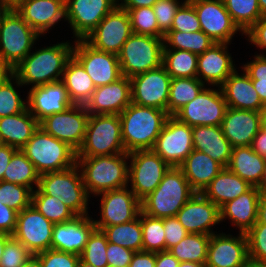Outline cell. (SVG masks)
I'll use <instances>...</instances> for the list:
<instances>
[{
	"mask_svg": "<svg viewBox=\"0 0 266 267\" xmlns=\"http://www.w3.org/2000/svg\"><path fill=\"white\" fill-rule=\"evenodd\" d=\"M141 228L143 237L142 251H165V231L163 218H154L141 211Z\"/></svg>",
	"mask_w": 266,
	"mask_h": 267,
	"instance_id": "45",
	"label": "cell"
},
{
	"mask_svg": "<svg viewBox=\"0 0 266 267\" xmlns=\"http://www.w3.org/2000/svg\"><path fill=\"white\" fill-rule=\"evenodd\" d=\"M73 47L67 41L30 52L14 68V75L23 86L31 87L62 80L66 63L73 55Z\"/></svg>",
	"mask_w": 266,
	"mask_h": 267,
	"instance_id": "1",
	"label": "cell"
},
{
	"mask_svg": "<svg viewBox=\"0 0 266 267\" xmlns=\"http://www.w3.org/2000/svg\"><path fill=\"white\" fill-rule=\"evenodd\" d=\"M131 29L134 34L148 35L163 38L164 35L159 31L158 22L152 7H139L128 11Z\"/></svg>",
	"mask_w": 266,
	"mask_h": 267,
	"instance_id": "47",
	"label": "cell"
},
{
	"mask_svg": "<svg viewBox=\"0 0 266 267\" xmlns=\"http://www.w3.org/2000/svg\"><path fill=\"white\" fill-rule=\"evenodd\" d=\"M11 8H15L23 0H4Z\"/></svg>",
	"mask_w": 266,
	"mask_h": 267,
	"instance_id": "74",
	"label": "cell"
},
{
	"mask_svg": "<svg viewBox=\"0 0 266 267\" xmlns=\"http://www.w3.org/2000/svg\"><path fill=\"white\" fill-rule=\"evenodd\" d=\"M211 235L188 233L177 245L169 249V252L179 262L206 263L207 250Z\"/></svg>",
	"mask_w": 266,
	"mask_h": 267,
	"instance_id": "40",
	"label": "cell"
},
{
	"mask_svg": "<svg viewBox=\"0 0 266 267\" xmlns=\"http://www.w3.org/2000/svg\"><path fill=\"white\" fill-rule=\"evenodd\" d=\"M254 152L266 159V130L260 129L251 143Z\"/></svg>",
	"mask_w": 266,
	"mask_h": 267,
	"instance_id": "62",
	"label": "cell"
},
{
	"mask_svg": "<svg viewBox=\"0 0 266 267\" xmlns=\"http://www.w3.org/2000/svg\"><path fill=\"white\" fill-rule=\"evenodd\" d=\"M128 184L142 201L152 193L170 166L152 149L129 152Z\"/></svg>",
	"mask_w": 266,
	"mask_h": 267,
	"instance_id": "10",
	"label": "cell"
},
{
	"mask_svg": "<svg viewBox=\"0 0 266 267\" xmlns=\"http://www.w3.org/2000/svg\"><path fill=\"white\" fill-rule=\"evenodd\" d=\"M125 151L152 149L169 117L162 109L132 102L119 114Z\"/></svg>",
	"mask_w": 266,
	"mask_h": 267,
	"instance_id": "2",
	"label": "cell"
},
{
	"mask_svg": "<svg viewBox=\"0 0 266 267\" xmlns=\"http://www.w3.org/2000/svg\"><path fill=\"white\" fill-rule=\"evenodd\" d=\"M251 78L253 87L261 102L266 104V58L255 54L254 60L247 62L242 68Z\"/></svg>",
	"mask_w": 266,
	"mask_h": 267,
	"instance_id": "50",
	"label": "cell"
},
{
	"mask_svg": "<svg viewBox=\"0 0 266 267\" xmlns=\"http://www.w3.org/2000/svg\"><path fill=\"white\" fill-rule=\"evenodd\" d=\"M37 188L43 194L55 196L76 215H89L88 201H90V196L83 183L82 174L77 164L62 171L40 175Z\"/></svg>",
	"mask_w": 266,
	"mask_h": 267,
	"instance_id": "7",
	"label": "cell"
},
{
	"mask_svg": "<svg viewBox=\"0 0 266 267\" xmlns=\"http://www.w3.org/2000/svg\"><path fill=\"white\" fill-rule=\"evenodd\" d=\"M89 115L84 105L73 104L64 112L46 117L39 123V126L47 134L66 142L78 151L85 138Z\"/></svg>",
	"mask_w": 266,
	"mask_h": 267,
	"instance_id": "14",
	"label": "cell"
},
{
	"mask_svg": "<svg viewBox=\"0 0 266 267\" xmlns=\"http://www.w3.org/2000/svg\"><path fill=\"white\" fill-rule=\"evenodd\" d=\"M97 196H101V219L94 220L96 229L130 222L142 211L141 201L129 187L109 190Z\"/></svg>",
	"mask_w": 266,
	"mask_h": 267,
	"instance_id": "18",
	"label": "cell"
},
{
	"mask_svg": "<svg viewBox=\"0 0 266 267\" xmlns=\"http://www.w3.org/2000/svg\"><path fill=\"white\" fill-rule=\"evenodd\" d=\"M227 168L251 186L259 187L266 171V159L254 152L251 146L235 147Z\"/></svg>",
	"mask_w": 266,
	"mask_h": 267,
	"instance_id": "33",
	"label": "cell"
},
{
	"mask_svg": "<svg viewBox=\"0 0 266 267\" xmlns=\"http://www.w3.org/2000/svg\"><path fill=\"white\" fill-rule=\"evenodd\" d=\"M227 43H214L198 55L197 78L205 85L220 87L235 71V64L228 51Z\"/></svg>",
	"mask_w": 266,
	"mask_h": 267,
	"instance_id": "26",
	"label": "cell"
},
{
	"mask_svg": "<svg viewBox=\"0 0 266 267\" xmlns=\"http://www.w3.org/2000/svg\"><path fill=\"white\" fill-rule=\"evenodd\" d=\"M107 238L102 230L95 229L90 235L80 258L95 267H108L107 262Z\"/></svg>",
	"mask_w": 266,
	"mask_h": 267,
	"instance_id": "49",
	"label": "cell"
},
{
	"mask_svg": "<svg viewBox=\"0 0 266 267\" xmlns=\"http://www.w3.org/2000/svg\"><path fill=\"white\" fill-rule=\"evenodd\" d=\"M127 153L121 135L119 114L89 115L85 138L77 157L110 156Z\"/></svg>",
	"mask_w": 266,
	"mask_h": 267,
	"instance_id": "6",
	"label": "cell"
},
{
	"mask_svg": "<svg viewBox=\"0 0 266 267\" xmlns=\"http://www.w3.org/2000/svg\"><path fill=\"white\" fill-rule=\"evenodd\" d=\"M257 221L266 225V191H260L259 194Z\"/></svg>",
	"mask_w": 266,
	"mask_h": 267,
	"instance_id": "65",
	"label": "cell"
},
{
	"mask_svg": "<svg viewBox=\"0 0 266 267\" xmlns=\"http://www.w3.org/2000/svg\"><path fill=\"white\" fill-rule=\"evenodd\" d=\"M195 8L201 30L215 43L230 44L235 33L242 32L234 23L222 0H188Z\"/></svg>",
	"mask_w": 266,
	"mask_h": 267,
	"instance_id": "19",
	"label": "cell"
},
{
	"mask_svg": "<svg viewBox=\"0 0 266 267\" xmlns=\"http://www.w3.org/2000/svg\"><path fill=\"white\" fill-rule=\"evenodd\" d=\"M77 267H95V266H93L92 264H89V263H87V262H84V261L80 258Z\"/></svg>",
	"mask_w": 266,
	"mask_h": 267,
	"instance_id": "76",
	"label": "cell"
},
{
	"mask_svg": "<svg viewBox=\"0 0 266 267\" xmlns=\"http://www.w3.org/2000/svg\"><path fill=\"white\" fill-rule=\"evenodd\" d=\"M117 5V0H67L65 19L75 40L84 39Z\"/></svg>",
	"mask_w": 266,
	"mask_h": 267,
	"instance_id": "20",
	"label": "cell"
},
{
	"mask_svg": "<svg viewBox=\"0 0 266 267\" xmlns=\"http://www.w3.org/2000/svg\"><path fill=\"white\" fill-rule=\"evenodd\" d=\"M249 259L266 262V225L258 221L246 233Z\"/></svg>",
	"mask_w": 266,
	"mask_h": 267,
	"instance_id": "51",
	"label": "cell"
},
{
	"mask_svg": "<svg viewBox=\"0 0 266 267\" xmlns=\"http://www.w3.org/2000/svg\"><path fill=\"white\" fill-rule=\"evenodd\" d=\"M1 145H3V142H2V140H1V138H0V146H1Z\"/></svg>",
	"mask_w": 266,
	"mask_h": 267,
	"instance_id": "78",
	"label": "cell"
},
{
	"mask_svg": "<svg viewBox=\"0 0 266 267\" xmlns=\"http://www.w3.org/2000/svg\"><path fill=\"white\" fill-rule=\"evenodd\" d=\"M258 55H263V56L266 58V54L264 55L263 52H262V54L260 53V54H258Z\"/></svg>",
	"mask_w": 266,
	"mask_h": 267,
	"instance_id": "77",
	"label": "cell"
},
{
	"mask_svg": "<svg viewBox=\"0 0 266 267\" xmlns=\"http://www.w3.org/2000/svg\"><path fill=\"white\" fill-rule=\"evenodd\" d=\"M15 84L16 87L23 86L18 78L13 75L0 87V118L19 114L27 108V101L21 99V95L14 88Z\"/></svg>",
	"mask_w": 266,
	"mask_h": 267,
	"instance_id": "46",
	"label": "cell"
},
{
	"mask_svg": "<svg viewBox=\"0 0 266 267\" xmlns=\"http://www.w3.org/2000/svg\"><path fill=\"white\" fill-rule=\"evenodd\" d=\"M260 191L258 187L252 186L247 192L225 203L220 208V222L229 218L240 233L246 234L257 222Z\"/></svg>",
	"mask_w": 266,
	"mask_h": 267,
	"instance_id": "30",
	"label": "cell"
},
{
	"mask_svg": "<svg viewBox=\"0 0 266 267\" xmlns=\"http://www.w3.org/2000/svg\"><path fill=\"white\" fill-rule=\"evenodd\" d=\"M21 151L34 164L39 175L62 171L77 163V151L66 142L47 134L40 126Z\"/></svg>",
	"mask_w": 266,
	"mask_h": 267,
	"instance_id": "5",
	"label": "cell"
},
{
	"mask_svg": "<svg viewBox=\"0 0 266 267\" xmlns=\"http://www.w3.org/2000/svg\"><path fill=\"white\" fill-rule=\"evenodd\" d=\"M183 3L178 0H158L152 6L159 31L164 36L170 31L176 12Z\"/></svg>",
	"mask_w": 266,
	"mask_h": 267,
	"instance_id": "53",
	"label": "cell"
},
{
	"mask_svg": "<svg viewBox=\"0 0 266 267\" xmlns=\"http://www.w3.org/2000/svg\"><path fill=\"white\" fill-rule=\"evenodd\" d=\"M195 193L183 171L170 167L158 187L141 201V209L154 218L174 217Z\"/></svg>",
	"mask_w": 266,
	"mask_h": 267,
	"instance_id": "4",
	"label": "cell"
},
{
	"mask_svg": "<svg viewBox=\"0 0 266 267\" xmlns=\"http://www.w3.org/2000/svg\"><path fill=\"white\" fill-rule=\"evenodd\" d=\"M12 238V235L0 232V260L6 243Z\"/></svg>",
	"mask_w": 266,
	"mask_h": 267,
	"instance_id": "67",
	"label": "cell"
},
{
	"mask_svg": "<svg viewBox=\"0 0 266 267\" xmlns=\"http://www.w3.org/2000/svg\"><path fill=\"white\" fill-rule=\"evenodd\" d=\"M14 9L40 36L66 18L64 0H23Z\"/></svg>",
	"mask_w": 266,
	"mask_h": 267,
	"instance_id": "27",
	"label": "cell"
},
{
	"mask_svg": "<svg viewBox=\"0 0 266 267\" xmlns=\"http://www.w3.org/2000/svg\"><path fill=\"white\" fill-rule=\"evenodd\" d=\"M234 23L245 34L263 17L258 0H222Z\"/></svg>",
	"mask_w": 266,
	"mask_h": 267,
	"instance_id": "44",
	"label": "cell"
},
{
	"mask_svg": "<svg viewBox=\"0 0 266 267\" xmlns=\"http://www.w3.org/2000/svg\"><path fill=\"white\" fill-rule=\"evenodd\" d=\"M192 127L169 116L152 150L170 167H179L193 151Z\"/></svg>",
	"mask_w": 266,
	"mask_h": 267,
	"instance_id": "13",
	"label": "cell"
},
{
	"mask_svg": "<svg viewBox=\"0 0 266 267\" xmlns=\"http://www.w3.org/2000/svg\"><path fill=\"white\" fill-rule=\"evenodd\" d=\"M14 75V69L0 61V87Z\"/></svg>",
	"mask_w": 266,
	"mask_h": 267,
	"instance_id": "66",
	"label": "cell"
},
{
	"mask_svg": "<svg viewBox=\"0 0 266 267\" xmlns=\"http://www.w3.org/2000/svg\"><path fill=\"white\" fill-rule=\"evenodd\" d=\"M212 234L207 250V267H245L249 261L248 241L245 233Z\"/></svg>",
	"mask_w": 266,
	"mask_h": 267,
	"instance_id": "21",
	"label": "cell"
},
{
	"mask_svg": "<svg viewBox=\"0 0 266 267\" xmlns=\"http://www.w3.org/2000/svg\"><path fill=\"white\" fill-rule=\"evenodd\" d=\"M261 115V128L266 130V104L260 110Z\"/></svg>",
	"mask_w": 266,
	"mask_h": 267,
	"instance_id": "71",
	"label": "cell"
},
{
	"mask_svg": "<svg viewBox=\"0 0 266 267\" xmlns=\"http://www.w3.org/2000/svg\"><path fill=\"white\" fill-rule=\"evenodd\" d=\"M201 30V25L194 6L188 1L177 10L170 31L197 32Z\"/></svg>",
	"mask_w": 266,
	"mask_h": 267,
	"instance_id": "52",
	"label": "cell"
},
{
	"mask_svg": "<svg viewBox=\"0 0 266 267\" xmlns=\"http://www.w3.org/2000/svg\"><path fill=\"white\" fill-rule=\"evenodd\" d=\"M102 232L110 243L131 249L134 252L142 251L141 212L136 219L127 223L104 227Z\"/></svg>",
	"mask_w": 266,
	"mask_h": 267,
	"instance_id": "37",
	"label": "cell"
},
{
	"mask_svg": "<svg viewBox=\"0 0 266 267\" xmlns=\"http://www.w3.org/2000/svg\"><path fill=\"white\" fill-rule=\"evenodd\" d=\"M245 267H266V262H257L249 259Z\"/></svg>",
	"mask_w": 266,
	"mask_h": 267,
	"instance_id": "72",
	"label": "cell"
},
{
	"mask_svg": "<svg viewBox=\"0 0 266 267\" xmlns=\"http://www.w3.org/2000/svg\"><path fill=\"white\" fill-rule=\"evenodd\" d=\"M192 140L195 150L206 153L224 168L228 166L232 146L220 126L192 127Z\"/></svg>",
	"mask_w": 266,
	"mask_h": 267,
	"instance_id": "31",
	"label": "cell"
},
{
	"mask_svg": "<svg viewBox=\"0 0 266 267\" xmlns=\"http://www.w3.org/2000/svg\"><path fill=\"white\" fill-rule=\"evenodd\" d=\"M74 42L73 56L85 68L96 87L115 82L123 76L118 55L97 50L84 39Z\"/></svg>",
	"mask_w": 266,
	"mask_h": 267,
	"instance_id": "17",
	"label": "cell"
},
{
	"mask_svg": "<svg viewBox=\"0 0 266 267\" xmlns=\"http://www.w3.org/2000/svg\"><path fill=\"white\" fill-rule=\"evenodd\" d=\"M18 212L0 201V232L12 235L16 228Z\"/></svg>",
	"mask_w": 266,
	"mask_h": 267,
	"instance_id": "59",
	"label": "cell"
},
{
	"mask_svg": "<svg viewBox=\"0 0 266 267\" xmlns=\"http://www.w3.org/2000/svg\"><path fill=\"white\" fill-rule=\"evenodd\" d=\"M220 127L232 148L251 146L261 129V115L258 111L228 107Z\"/></svg>",
	"mask_w": 266,
	"mask_h": 267,
	"instance_id": "28",
	"label": "cell"
},
{
	"mask_svg": "<svg viewBox=\"0 0 266 267\" xmlns=\"http://www.w3.org/2000/svg\"><path fill=\"white\" fill-rule=\"evenodd\" d=\"M39 174L34 164L26 157V155L18 149L13 156L6 170L4 171L3 181L23 185L34 190L39 184Z\"/></svg>",
	"mask_w": 266,
	"mask_h": 267,
	"instance_id": "41",
	"label": "cell"
},
{
	"mask_svg": "<svg viewBox=\"0 0 266 267\" xmlns=\"http://www.w3.org/2000/svg\"><path fill=\"white\" fill-rule=\"evenodd\" d=\"M163 226L165 231V250L177 245L188 234L176 216L163 218Z\"/></svg>",
	"mask_w": 266,
	"mask_h": 267,
	"instance_id": "56",
	"label": "cell"
},
{
	"mask_svg": "<svg viewBox=\"0 0 266 267\" xmlns=\"http://www.w3.org/2000/svg\"><path fill=\"white\" fill-rule=\"evenodd\" d=\"M176 218L188 233L212 235L220 223V208L202 193H195L178 211Z\"/></svg>",
	"mask_w": 266,
	"mask_h": 267,
	"instance_id": "23",
	"label": "cell"
},
{
	"mask_svg": "<svg viewBox=\"0 0 266 267\" xmlns=\"http://www.w3.org/2000/svg\"><path fill=\"white\" fill-rule=\"evenodd\" d=\"M33 190L29 187L11 183L0 182V201L18 213L31 205Z\"/></svg>",
	"mask_w": 266,
	"mask_h": 267,
	"instance_id": "48",
	"label": "cell"
},
{
	"mask_svg": "<svg viewBox=\"0 0 266 267\" xmlns=\"http://www.w3.org/2000/svg\"><path fill=\"white\" fill-rule=\"evenodd\" d=\"M132 34L127 10L117 5L84 40L97 50L118 55Z\"/></svg>",
	"mask_w": 266,
	"mask_h": 267,
	"instance_id": "12",
	"label": "cell"
},
{
	"mask_svg": "<svg viewBox=\"0 0 266 267\" xmlns=\"http://www.w3.org/2000/svg\"><path fill=\"white\" fill-rule=\"evenodd\" d=\"M163 48V38L133 33L118 54L122 75L132 78L160 67L163 60Z\"/></svg>",
	"mask_w": 266,
	"mask_h": 267,
	"instance_id": "9",
	"label": "cell"
},
{
	"mask_svg": "<svg viewBox=\"0 0 266 267\" xmlns=\"http://www.w3.org/2000/svg\"><path fill=\"white\" fill-rule=\"evenodd\" d=\"M27 94V109L39 123L73 105L62 80L32 87Z\"/></svg>",
	"mask_w": 266,
	"mask_h": 267,
	"instance_id": "22",
	"label": "cell"
},
{
	"mask_svg": "<svg viewBox=\"0 0 266 267\" xmlns=\"http://www.w3.org/2000/svg\"><path fill=\"white\" fill-rule=\"evenodd\" d=\"M36 256L39 258L41 267H77L80 260L79 255L54 249L40 252Z\"/></svg>",
	"mask_w": 266,
	"mask_h": 267,
	"instance_id": "55",
	"label": "cell"
},
{
	"mask_svg": "<svg viewBox=\"0 0 266 267\" xmlns=\"http://www.w3.org/2000/svg\"><path fill=\"white\" fill-rule=\"evenodd\" d=\"M134 253L131 249L108 242L106 250L108 267H128Z\"/></svg>",
	"mask_w": 266,
	"mask_h": 267,
	"instance_id": "57",
	"label": "cell"
},
{
	"mask_svg": "<svg viewBox=\"0 0 266 267\" xmlns=\"http://www.w3.org/2000/svg\"><path fill=\"white\" fill-rule=\"evenodd\" d=\"M178 267H207L205 263H196V262H180Z\"/></svg>",
	"mask_w": 266,
	"mask_h": 267,
	"instance_id": "70",
	"label": "cell"
},
{
	"mask_svg": "<svg viewBox=\"0 0 266 267\" xmlns=\"http://www.w3.org/2000/svg\"><path fill=\"white\" fill-rule=\"evenodd\" d=\"M244 35L255 47L266 50V16L259 19Z\"/></svg>",
	"mask_w": 266,
	"mask_h": 267,
	"instance_id": "58",
	"label": "cell"
},
{
	"mask_svg": "<svg viewBox=\"0 0 266 267\" xmlns=\"http://www.w3.org/2000/svg\"><path fill=\"white\" fill-rule=\"evenodd\" d=\"M214 43L202 30L197 32L169 31L164 36L163 49L186 50L199 55L204 53Z\"/></svg>",
	"mask_w": 266,
	"mask_h": 267,
	"instance_id": "42",
	"label": "cell"
},
{
	"mask_svg": "<svg viewBox=\"0 0 266 267\" xmlns=\"http://www.w3.org/2000/svg\"><path fill=\"white\" fill-rule=\"evenodd\" d=\"M261 191H266V171L263 177V180L260 184V186L258 187Z\"/></svg>",
	"mask_w": 266,
	"mask_h": 267,
	"instance_id": "75",
	"label": "cell"
},
{
	"mask_svg": "<svg viewBox=\"0 0 266 267\" xmlns=\"http://www.w3.org/2000/svg\"><path fill=\"white\" fill-rule=\"evenodd\" d=\"M39 37L11 8L0 23V61L14 69L32 51Z\"/></svg>",
	"mask_w": 266,
	"mask_h": 267,
	"instance_id": "8",
	"label": "cell"
},
{
	"mask_svg": "<svg viewBox=\"0 0 266 267\" xmlns=\"http://www.w3.org/2000/svg\"><path fill=\"white\" fill-rule=\"evenodd\" d=\"M198 55L186 50L163 49L162 65L171 78L197 77Z\"/></svg>",
	"mask_w": 266,
	"mask_h": 267,
	"instance_id": "39",
	"label": "cell"
},
{
	"mask_svg": "<svg viewBox=\"0 0 266 267\" xmlns=\"http://www.w3.org/2000/svg\"><path fill=\"white\" fill-rule=\"evenodd\" d=\"M155 263L156 253L140 251L133 254L128 267H155Z\"/></svg>",
	"mask_w": 266,
	"mask_h": 267,
	"instance_id": "60",
	"label": "cell"
},
{
	"mask_svg": "<svg viewBox=\"0 0 266 267\" xmlns=\"http://www.w3.org/2000/svg\"><path fill=\"white\" fill-rule=\"evenodd\" d=\"M31 256L27 248L12 237L5 245L0 267H22Z\"/></svg>",
	"mask_w": 266,
	"mask_h": 267,
	"instance_id": "54",
	"label": "cell"
},
{
	"mask_svg": "<svg viewBox=\"0 0 266 267\" xmlns=\"http://www.w3.org/2000/svg\"><path fill=\"white\" fill-rule=\"evenodd\" d=\"M259 9L263 16H266V0H258Z\"/></svg>",
	"mask_w": 266,
	"mask_h": 267,
	"instance_id": "73",
	"label": "cell"
},
{
	"mask_svg": "<svg viewBox=\"0 0 266 267\" xmlns=\"http://www.w3.org/2000/svg\"><path fill=\"white\" fill-rule=\"evenodd\" d=\"M62 81L73 104L85 105L96 89L85 68L73 55L66 63Z\"/></svg>",
	"mask_w": 266,
	"mask_h": 267,
	"instance_id": "36",
	"label": "cell"
},
{
	"mask_svg": "<svg viewBox=\"0 0 266 267\" xmlns=\"http://www.w3.org/2000/svg\"><path fill=\"white\" fill-rule=\"evenodd\" d=\"M179 263L169 250L156 253L155 267H178Z\"/></svg>",
	"mask_w": 266,
	"mask_h": 267,
	"instance_id": "63",
	"label": "cell"
},
{
	"mask_svg": "<svg viewBox=\"0 0 266 267\" xmlns=\"http://www.w3.org/2000/svg\"><path fill=\"white\" fill-rule=\"evenodd\" d=\"M17 150V148L6 144L0 146V182L3 181L4 171Z\"/></svg>",
	"mask_w": 266,
	"mask_h": 267,
	"instance_id": "61",
	"label": "cell"
},
{
	"mask_svg": "<svg viewBox=\"0 0 266 267\" xmlns=\"http://www.w3.org/2000/svg\"><path fill=\"white\" fill-rule=\"evenodd\" d=\"M31 204L53 224L65 223L77 216L62 201L55 196L43 194L38 188L33 190Z\"/></svg>",
	"mask_w": 266,
	"mask_h": 267,
	"instance_id": "43",
	"label": "cell"
},
{
	"mask_svg": "<svg viewBox=\"0 0 266 267\" xmlns=\"http://www.w3.org/2000/svg\"><path fill=\"white\" fill-rule=\"evenodd\" d=\"M228 106L223 92L205 87L196 98L183 106L173 116L180 122L195 126H220Z\"/></svg>",
	"mask_w": 266,
	"mask_h": 267,
	"instance_id": "11",
	"label": "cell"
},
{
	"mask_svg": "<svg viewBox=\"0 0 266 267\" xmlns=\"http://www.w3.org/2000/svg\"><path fill=\"white\" fill-rule=\"evenodd\" d=\"M95 229L94 219L89 215H77L65 223L54 224L51 249L80 256Z\"/></svg>",
	"mask_w": 266,
	"mask_h": 267,
	"instance_id": "24",
	"label": "cell"
},
{
	"mask_svg": "<svg viewBox=\"0 0 266 267\" xmlns=\"http://www.w3.org/2000/svg\"><path fill=\"white\" fill-rule=\"evenodd\" d=\"M205 88V84L197 77L172 78L169 90L167 113L173 116L187 103L192 101Z\"/></svg>",
	"mask_w": 266,
	"mask_h": 267,
	"instance_id": "38",
	"label": "cell"
},
{
	"mask_svg": "<svg viewBox=\"0 0 266 267\" xmlns=\"http://www.w3.org/2000/svg\"><path fill=\"white\" fill-rule=\"evenodd\" d=\"M54 224L32 204L17 214L16 228L12 237L36 255L51 249Z\"/></svg>",
	"mask_w": 266,
	"mask_h": 267,
	"instance_id": "15",
	"label": "cell"
},
{
	"mask_svg": "<svg viewBox=\"0 0 266 267\" xmlns=\"http://www.w3.org/2000/svg\"><path fill=\"white\" fill-rule=\"evenodd\" d=\"M171 79L163 65L130 78L131 102L167 112Z\"/></svg>",
	"mask_w": 266,
	"mask_h": 267,
	"instance_id": "16",
	"label": "cell"
},
{
	"mask_svg": "<svg viewBox=\"0 0 266 267\" xmlns=\"http://www.w3.org/2000/svg\"><path fill=\"white\" fill-rule=\"evenodd\" d=\"M11 7L4 1L0 0V23L3 20V17L9 12Z\"/></svg>",
	"mask_w": 266,
	"mask_h": 267,
	"instance_id": "69",
	"label": "cell"
},
{
	"mask_svg": "<svg viewBox=\"0 0 266 267\" xmlns=\"http://www.w3.org/2000/svg\"><path fill=\"white\" fill-rule=\"evenodd\" d=\"M252 186L227 167L212 179L202 194L219 208L247 192Z\"/></svg>",
	"mask_w": 266,
	"mask_h": 267,
	"instance_id": "35",
	"label": "cell"
},
{
	"mask_svg": "<svg viewBox=\"0 0 266 267\" xmlns=\"http://www.w3.org/2000/svg\"><path fill=\"white\" fill-rule=\"evenodd\" d=\"M118 5L125 9H136L139 7H152L158 0H119Z\"/></svg>",
	"mask_w": 266,
	"mask_h": 267,
	"instance_id": "64",
	"label": "cell"
},
{
	"mask_svg": "<svg viewBox=\"0 0 266 267\" xmlns=\"http://www.w3.org/2000/svg\"><path fill=\"white\" fill-rule=\"evenodd\" d=\"M38 127L39 122L26 108L19 114L0 118V138L3 144L21 149Z\"/></svg>",
	"mask_w": 266,
	"mask_h": 267,
	"instance_id": "34",
	"label": "cell"
},
{
	"mask_svg": "<svg viewBox=\"0 0 266 267\" xmlns=\"http://www.w3.org/2000/svg\"><path fill=\"white\" fill-rule=\"evenodd\" d=\"M130 103V78L122 76L115 82L96 87L84 106L92 115L120 114Z\"/></svg>",
	"mask_w": 266,
	"mask_h": 267,
	"instance_id": "25",
	"label": "cell"
},
{
	"mask_svg": "<svg viewBox=\"0 0 266 267\" xmlns=\"http://www.w3.org/2000/svg\"><path fill=\"white\" fill-rule=\"evenodd\" d=\"M22 267H41L39 258L36 255H32Z\"/></svg>",
	"mask_w": 266,
	"mask_h": 267,
	"instance_id": "68",
	"label": "cell"
},
{
	"mask_svg": "<svg viewBox=\"0 0 266 267\" xmlns=\"http://www.w3.org/2000/svg\"><path fill=\"white\" fill-rule=\"evenodd\" d=\"M179 168L183 171L191 188L196 193H202L224 167L206 153L193 149Z\"/></svg>",
	"mask_w": 266,
	"mask_h": 267,
	"instance_id": "32",
	"label": "cell"
},
{
	"mask_svg": "<svg viewBox=\"0 0 266 267\" xmlns=\"http://www.w3.org/2000/svg\"><path fill=\"white\" fill-rule=\"evenodd\" d=\"M127 160H129V153L77 157L76 164L80 168L89 196L128 187L129 162Z\"/></svg>",
	"mask_w": 266,
	"mask_h": 267,
	"instance_id": "3",
	"label": "cell"
},
{
	"mask_svg": "<svg viewBox=\"0 0 266 267\" xmlns=\"http://www.w3.org/2000/svg\"><path fill=\"white\" fill-rule=\"evenodd\" d=\"M239 75L237 70L220 86L228 107L241 110L260 112L263 103L253 87L249 75L242 69Z\"/></svg>",
	"mask_w": 266,
	"mask_h": 267,
	"instance_id": "29",
	"label": "cell"
}]
</instances>
